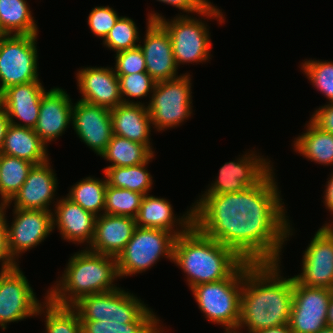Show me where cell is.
I'll return each mask as SVG.
<instances>
[{
    "instance_id": "6da1fadb",
    "label": "cell",
    "mask_w": 333,
    "mask_h": 333,
    "mask_svg": "<svg viewBox=\"0 0 333 333\" xmlns=\"http://www.w3.org/2000/svg\"><path fill=\"white\" fill-rule=\"evenodd\" d=\"M272 169L241 192L201 195L193 225L250 263L281 262V249L293 229Z\"/></svg>"
},
{
    "instance_id": "7a4b0ae2",
    "label": "cell",
    "mask_w": 333,
    "mask_h": 333,
    "mask_svg": "<svg viewBox=\"0 0 333 333\" xmlns=\"http://www.w3.org/2000/svg\"><path fill=\"white\" fill-rule=\"evenodd\" d=\"M279 262L251 263L243 274L238 328L247 333L289 324L293 277L281 276Z\"/></svg>"
},
{
    "instance_id": "3957f363",
    "label": "cell",
    "mask_w": 333,
    "mask_h": 333,
    "mask_svg": "<svg viewBox=\"0 0 333 333\" xmlns=\"http://www.w3.org/2000/svg\"><path fill=\"white\" fill-rule=\"evenodd\" d=\"M172 262L187 274L191 290L199 284L228 278L244 261L232 249L192 225L176 237Z\"/></svg>"
},
{
    "instance_id": "277c9868",
    "label": "cell",
    "mask_w": 333,
    "mask_h": 333,
    "mask_svg": "<svg viewBox=\"0 0 333 333\" xmlns=\"http://www.w3.org/2000/svg\"><path fill=\"white\" fill-rule=\"evenodd\" d=\"M119 277L116 257L79 250L69 258L56 285L47 291V298L59 306H73L82 297L112 291Z\"/></svg>"
},
{
    "instance_id": "5b68a950",
    "label": "cell",
    "mask_w": 333,
    "mask_h": 333,
    "mask_svg": "<svg viewBox=\"0 0 333 333\" xmlns=\"http://www.w3.org/2000/svg\"><path fill=\"white\" fill-rule=\"evenodd\" d=\"M244 261L228 278L194 286L191 291L208 321L226 328H238L243 274L250 265Z\"/></svg>"
},
{
    "instance_id": "8992f818",
    "label": "cell",
    "mask_w": 333,
    "mask_h": 333,
    "mask_svg": "<svg viewBox=\"0 0 333 333\" xmlns=\"http://www.w3.org/2000/svg\"><path fill=\"white\" fill-rule=\"evenodd\" d=\"M176 236L158 228L136 227L133 236L117 256L120 278L142 273L162 257L173 260Z\"/></svg>"
},
{
    "instance_id": "52a82bcc",
    "label": "cell",
    "mask_w": 333,
    "mask_h": 333,
    "mask_svg": "<svg viewBox=\"0 0 333 333\" xmlns=\"http://www.w3.org/2000/svg\"><path fill=\"white\" fill-rule=\"evenodd\" d=\"M146 20L159 22L171 37L177 67L185 63L206 62L211 59V41L206 22L195 17L179 15L169 21L159 13L148 14Z\"/></svg>"
},
{
    "instance_id": "ba28073f",
    "label": "cell",
    "mask_w": 333,
    "mask_h": 333,
    "mask_svg": "<svg viewBox=\"0 0 333 333\" xmlns=\"http://www.w3.org/2000/svg\"><path fill=\"white\" fill-rule=\"evenodd\" d=\"M191 85L189 73L155 84L147 109L158 132L179 126L192 115Z\"/></svg>"
},
{
    "instance_id": "9c48e42d",
    "label": "cell",
    "mask_w": 333,
    "mask_h": 333,
    "mask_svg": "<svg viewBox=\"0 0 333 333\" xmlns=\"http://www.w3.org/2000/svg\"><path fill=\"white\" fill-rule=\"evenodd\" d=\"M37 35H0V94L38 78Z\"/></svg>"
},
{
    "instance_id": "30bf717a",
    "label": "cell",
    "mask_w": 333,
    "mask_h": 333,
    "mask_svg": "<svg viewBox=\"0 0 333 333\" xmlns=\"http://www.w3.org/2000/svg\"><path fill=\"white\" fill-rule=\"evenodd\" d=\"M72 307L80 321H136L148 309L144 301L121 287L84 296Z\"/></svg>"
},
{
    "instance_id": "8fae6325",
    "label": "cell",
    "mask_w": 333,
    "mask_h": 333,
    "mask_svg": "<svg viewBox=\"0 0 333 333\" xmlns=\"http://www.w3.org/2000/svg\"><path fill=\"white\" fill-rule=\"evenodd\" d=\"M19 267L0 271V327L2 330L7 329V323L37 316L39 307L42 305Z\"/></svg>"
},
{
    "instance_id": "7c38bea8",
    "label": "cell",
    "mask_w": 333,
    "mask_h": 333,
    "mask_svg": "<svg viewBox=\"0 0 333 333\" xmlns=\"http://www.w3.org/2000/svg\"><path fill=\"white\" fill-rule=\"evenodd\" d=\"M333 290L307 287L293 278V304L289 326L292 333H318L327 326Z\"/></svg>"
},
{
    "instance_id": "4fadbf2b",
    "label": "cell",
    "mask_w": 333,
    "mask_h": 333,
    "mask_svg": "<svg viewBox=\"0 0 333 333\" xmlns=\"http://www.w3.org/2000/svg\"><path fill=\"white\" fill-rule=\"evenodd\" d=\"M225 163L219 175L202 195L241 192L257 185L272 169L271 161L253 152Z\"/></svg>"
},
{
    "instance_id": "5bb4252c",
    "label": "cell",
    "mask_w": 333,
    "mask_h": 333,
    "mask_svg": "<svg viewBox=\"0 0 333 333\" xmlns=\"http://www.w3.org/2000/svg\"><path fill=\"white\" fill-rule=\"evenodd\" d=\"M303 253L302 273L293 278L307 287L333 290V237L319 228Z\"/></svg>"
},
{
    "instance_id": "9a60e30c",
    "label": "cell",
    "mask_w": 333,
    "mask_h": 333,
    "mask_svg": "<svg viewBox=\"0 0 333 333\" xmlns=\"http://www.w3.org/2000/svg\"><path fill=\"white\" fill-rule=\"evenodd\" d=\"M53 211L13 209L14 220L8 227V247L12 257L19 255L44 241L53 231ZM17 258V259H16Z\"/></svg>"
},
{
    "instance_id": "2e32d148",
    "label": "cell",
    "mask_w": 333,
    "mask_h": 333,
    "mask_svg": "<svg viewBox=\"0 0 333 333\" xmlns=\"http://www.w3.org/2000/svg\"><path fill=\"white\" fill-rule=\"evenodd\" d=\"M72 128L79 139L98 156L112 137L110 109L78 100L72 107Z\"/></svg>"
},
{
    "instance_id": "e0dca14e",
    "label": "cell",
    "mask_w": 333,
    "mask_h": 333,
    "mask_svg": "<svg viewBox=\"0 0 333 333\" xmlns=\"http://www.w3.org/2000/svg\"><path fill=\"white\" fill-rule=\"evenodd\" d=\"M146 27L144 45L139 44L146 72L156 83L179 77L169 33L159 22L148 20Z\"/></svg>"
},
{
    "instance_id": "ac0fdd59",
    "label": "cell",
    "mask_w": 333,
    "mask_h": 333,
    "mask_svg": "<svg viewBox=\"0 0 333 333\" xmlns=\"http://www.w3.org/2000/svg\"><path fill=\"white\" fill-rule=\"evenodd\" d=\"M76 75L81 101L108 109L123 103L119 79L112 67H85Z\"/></svg>"
},
{
    "instance_id": "d6986e66",
    "label": "cell",
    "mask_w": 333,
    "mask_h": 333,
    "mask_svg": "<svg viewBox=\"0 0 333 333\" xmlns=\"http://www.w3.org/2000/svg\"><path fill=\"white\" fill-rule=\"evenodd\" d=\"M71 101L67 92L61 88L54 87L43 93L34 131L46 146L62 136L72 123Z\"/></svg>"
},
{
    "instance_id": "ffe728a7",
    "label": "cell",
    "mask_w": 333,
    "mask_h": 333,
    "mask_svg": "<svg viewBox=\"0 0 333 333\" xmlns=\"http://www.w3.org/2000/svg\"><path fill=\"white\" fill-rule=\"evenodd\" d=\"M49 161L34 165L19 191L4 206L14 202L13 207L18 209L51 211L49 206L55 198L58 181Z\"/></svg>"
},
{
    "instance_id": "44dd1931",
    "label": "cell",
    "mask_w": 333,
    "mask_h": 333,
    "mask_svg": "<svg viewBox=\"0 0 333 333\" xmlns=\"http://www.w3.org/2000/svg\"><path fill=\"white\" fill-rule=\"evenodd\" d=\"M45 91L40 80L14 85L0 94V106L6 111L11 124L34 129ZM14 118L24 123L16 122Z\"/></svg>"
},
{
    "instance_id": "7402d4cb",
    "label": "cell",
    "mask_w": 333,
    "mask_h": 333,
    "mask_svg": "<svg viewBox=\"0 0 333 333\" xmlns=\"http://www.w3.org/2000/svg\"><path fill=\"white\" fill-rule=\"evenodd\" d=\"M54 213H52L53 229L58 227L64 240L74 244L90 246L95 233L96 217L85 211L80 205L72 202L67 197L57 199Z\"/></svg>"
},
{
    "instance_id": "603a6c76",
    "label": "cell",
    "mask_w": 333,
    "mask_h": 333,
    "mask_svg": "<svg viewBox=\"0 0 333 333\" xmlns=\"http://www.w3.org/2000/svg\"><path fill=\"white\" fill-rule=\"evenodd\" d=\"M137 227L135 218L101 214L96 217L91 252L116 257L123 251Z\"/></svg>"
},
{
    "instance_id": "cb8c5ba5",
    "label": "cell",
    "mask_w": 333,
    "mask_h": 333,
    "mask_svg": "<svg viewBox=\"0 0 333 333\" xmlns=\"http://www.w3.org/2000/svg\"><path fill=\"white\" fill-rule=\"evenodd\" d=\"M172 207L165 198L144 195L135 222L138 227L163 229L177 237L193 225V207H190L181 218L175 217Z\"/></svg>"
},
{
    "instance_id": "d4e9b609",
    "label": "cell",
    "mask_w": 333,
    "mask_h": 333,
    "mask_svg": "<svg viewBox=\"0 0 333 333\" xmlns=\"http://www.w3.org/2000/svg\"><path fill=\"white\" fill-rule=\"evenodd\" d=\"M145 103H121L110 109L112 134L146 145L153 153L150 142L151 117Z\"/></svg>"
},
{
    "instance_id": "484cf974",
    "label": "cell",
    "mask_w": 333,
    "mask_h": 333,
    "mask_svg": "<svg viewBox=\"0 0 333 333\" xmlns=\"http://www.w3.org/2000/svg\"><path fill=\"white\" fill-rule=\"evenodd\" d=\"M46 144L36 134L34 129L9 125L0 154L17 157L34 165L49 160Z\"/></svg>"
},
{
    "instance_id": "4316f807",
    "label": "cell",
    "mask_w": 333,
    "mask_h": 333,
    "mask_svg": "<svg viewBox=\"0 0 333 333\" xmlns=\"http://www.w3.org/2000/svg\"><path fill=\"white\" fill-rule=\"evenodd\" d=\"M294 149L308 160L333 165V134L317 127L311 120L306 132L295 138Z\"/></svg>"
},
{
    "instance_id": "83f0119b",
    "label": "cell",
    "mask_w": 333,
    "mask_h": 333,
    "mask_svg": "<svg viewBox=\"0 0 333 333\" xmlns=\"http://www.w3.org/2000/svg\"><path fill=\"white\" fill-rule=\"evenodd\" d=\"M25 0H0V35H38V26Z\"/></svg>"
},
{
    "instance_id": "f1b7e54d",
    "label": "cell",
    "mask_w": 333,
    "mask_h": 333,
    "mask_svg": "<svg viewBox=\"0 0 333 333\" xmlns=\"http://www.w3.org/2000/svg\"><path fill=\"white\" fill-rule=\"evenodd\" d=\"M159 323L150 307L136 321H81L82 333H162Z\"/></svg>"
},
{
    "instance_id": "f546056e",
    "label": "cell",
    "mask_w": 333,
    "mask_h": 333,
    "mask_svg": "<svg viewBox=\"0 0 333 333\" xmlns=\"http://www.w3.org/2000/svg\"><path fill=\"white\" fill-rule=\"evenodd\" d=\"M100 156L111 163L108 167H128L147 162L154 153L142 143L113 134Z\"/></svg>"
},
{
    "instance_id": "4dcf8cb0",
    "label": "cell",
    "mask_w": 333,
    "mask_h": 333,
    "mask_svg": "<svg viewBox=\"0 0 333 333\" xmlns=\"http://www.w3.org/2000/svg\"><path fill=\"white\" fill-rule=\"evenodd\" d=\"M152 156L147 162L128 167L104 168L107 184L115 188H124L140 194L147 195L152 187V175L146 166L152 161Z\"/></svg>"
},
{
    "instance_id": "1f68e13d",
    "label": "cell",
    "mask_w": 333,
    "mask_h": 333,
    "mask_svg": "<svg viewBox=\"0 0 333 333\" xmlns=\"http://www.w3.org/2000/svg\"><path fill=\"white\" fill-rule=\"evenodd\" d=\"M34 166L26 160L0 154V207L6 205L19 191Z\"/></svg>"
},
{
    "instance_id": "d6a6232c",
    "label": "cell",
    "mask_w": 333,
    "mask_h": 333,
    "mask_svg": "<svg viewBox=\"0 0 333 333\" xmlns=\"http://www.w3.org/2000/svg\"><path fill=\"white\" fill-rule=\"evenodd\" d=\"M106 188V178L100 180L90 176L74 184L66 197L85 211L100 216L101 213L104 214Z\"/></svg>"
},
{
    "instance_id": "836d02e7",
    "label": "cell",
    "mask_w": 333,
    "mask_h": 333,
    "mask_svg": "<svg viewBox=\"0 0 333 333\" xmlns=\"http://www.w3.org/2000/svg\"><path fill=\"white\" fill-rule=\"evenodd\" d=\"M44 298L45 301L39 307L37 315L45 313L46 333H82L79 314L72 306L56 305L47 295Z\"/></svg>"
},
{
    "instance_id": "e575fe53",
    "label": "cell",
    "mask_w": 333,
    "mask_h": 333,
    "mask_svg": "<svg viewBox=\"0 0 333 333\" xmlns=\"http://www.w3.org/2000/svg\"><path fill=\"white\" fill-rule=\"evenodd\" d=\"M143 197L144 194L124 188H115L107 184L104 213L135 218Z\"/></svg>"
},
{
    "instance_id": "d590c367",
    "label": "cell",
    "mask_w": 333,
    "mask_h": 333,
    "mask_svg": "<svg viewBox=\"0 0 333 333\" xmlns=\"http://www.w3.org/2000/svg\"><path fill=\"white\" fill-rule=\"evenodd\" d=\"M137 28L133 19L121 16L110 30L103 44L116 53L136 48L139 46L136 42L140 40Z\"/></svg>"
},
{
    "instance_id": "8d00e7d4",
    "label": "cell",
    "mask_w": 333,
    "mask_h": 333,
    "mask_svg": "<svg viewBox=\"0 0 333 333\" xmlns=\"http://www.w3.org/2000/svg\"><path fill=\"white\" fill-rule=\"evenodd\" d=\"M301 69L312 85L333 102V61L306 59Z\"/></svg>"
},
{
    "instance_id": "74e56055",
    "label": "cell",
    "mask_w": 333,
    "mask_h": 333,
    "mask_svg": "<svg viewBox=\"0 0 333 333\" xmlns=\"http://www.w3.org/2000/svg\"><path fill=\"white\" fill-rule=\"evenodd\" d=\"M120 83V93L123 103H139L133 100L129 101L130 97L132 98H144L147 97L149 93H153L156 82L147 72H139L128 75H117ZM149 92V93H148ZM129 99H126V97Z\"/></svg>"
},
{
    "instance_id": "f35d334b",
    "label": "cell",
    "mask_w": 333,
    "mask_h": 333,
    "mask_svg": "<svg viewBox=\"0 0 333 333\" xmlns=\"http://www.w3.org/2000/svg\"><path fill=\"white\" fill-rule=\"evenodd\" d=\"M121 16L109 6H97L90 12L87 22L91 32L103 41Z\"/></svg>"
},
{
    "instance_id": "ab89813d",
    "label": "cell",
    "mask_w": 333,
    "mask_h": 333,
    "mask_svg": "<svg viewBox=\"0 0 333 333\" xmlns=\"http://www.w3.org/2000/svg\"><path fill=\"white\" fill-rule=\"evenodd\" d=\"M115 59L114 71L116 75L146 72V62L139 46L117 52Z\"/></svg>"
},
{
    "instance_id": "60d3db41",
    "label": "cell",
    "mask_w": 333,
    "mask_h": 333,
    "mask_svg": "<svg viewBox=\"0 0 333 333\" xmlns=\"http://www.w3.org/2000/svg\"><path fill=\"white\" fill-rule=\"evenodd\" d=\"M163 2L168 5H173L179 10L183 12L189 13H197L202 15L203 18L218 19L219 24L224 23V15L222 14V10L217 8V6H213V4L208 0H157Z\"/></svg>"
},
{
    "instance_id": "b9f144b4",
    "label": "cell",
    "mask_w": 333,
    "mask_h": 333,
    "mask_svg": "<svg viewBox=\"0 0 333 333\" xmlns=\"http://www.w3.org/2000/svg\"><path fill=\"white\" fill-rule=\"evenodd\" d=\"M6 210L7 206L0 207V262H1V270L6 271L12 269L19 264L12 257L9 247H8V224L6 218Z\"/></svg>"
},
{
    "instance_id": "7bdbcfd3",
    "label": "cell",
    "mask_w": 333,
    "mask_h": 333,
    "mask_svg": "<svg viewBox=\"0 0 333 333\" xmlns=\"http://www.w3.org/2000/svg\"><path fill=\"white\" fill-rule=\"evenodd\" d=\"M310 120L321 130L333 134V102L320 106Z\"/></svg>"
},
{
    "instance_id": "ee69618b",
    "label": "cell",
    "mask_w": 333,
    "mask_h": 333,
    "mask_svg": "<svg viewBox=\"0 0 333 333\" xmlns=\"http://www.w3.org/2000/svg\"><path fill=\"white\" fill-rule=\"evenodd\" d=\"M325 195L323 203H325V207L329 210L331 214H333V172L330 174V178L327 181Z\"/></svg>"
},
{
    "instance_id": "f6af8a7d",
    "label": "cell",
    "mask_w": 333,
    "mask_h": 333,
    "mask_svg": "<svg viewBox=\"0 0 333 333\" xmlns=\"http://www.w3.org/2000/svg\"><path fill=\"white\" fill-rule=\"evenodd\" d=\"M10 121L6 114V111L0 106V150L4 143L5 135L7 133Z\"/></svg>"
},
{
    "instance_id": "bcb514c9",
    "label": "cell",
    "mask_w": 333,
    "mask_h": 333,
    "mask_svg": "<svg viewBox=\"0 0 333 333\" xmlns=\"http://www.w3.org/2000/svg\"><path fill=\"white\" fill-rule=\"evenodd\" d=\"M256 333H292L289 324L278 327L266 328L257 331Z\"/></svg>"
},
{
    "instance_id": "7dc6e473",
    "label": "cell",
    "mask_w": 333,
    "mask_h": 333,
    "mask_svg": "<svg viewBox=\"0 0 333 333\" xmlns=\"http://www.w3.org/2000/svg\"><path fill=\"white\" fill-rule=\"evenodd\" d=\"M327 326L333 327V294L328 305Z\"/></svg>"
},
{
    "instance_id": "c3c4849f",
    "label": "cell",
    "mask_w": 333,
    "mask_h": 333,
    "mask_svg": "<svg viewBox=\"0 0 333 333\" xmlns=\"http://www.w3.org/2000/svg\"><path fill=\"white\" fill-rule=\"evenodd\" d=\"M322 227L333 237V224L327 223Z\"/></svg>"
},
{
    "instance_id": "681fc988",
    "label": "cell",
    "mask_w": 333,
    "mask_h": 333,
    "mask_svg": "<svg viewBox=\"0 0 333 333\" xmlns=\"http://www.w3.org/2000/svg\"><path fill=\"white\" fill-rule=\"evenodd\" d=\"M318 333H333V327L326 326L322 330H320Z\"/></svg>"
},
{
    "instance_id": "f907efd6",
    "label": "cell",
    "mask_w": 333,
    "mask_h": 333,
    "mask_svg": "<svg viewBox=\"0 0 333 333\" xmlns=\"http://www.w3.org/2000/svg\"><path fill=\"white\" fill-rule=\"evenodd\" d=\"M224 333H241L239 328H226ZM239 330V331H238Z\"/></svg>"
}]
</instances>
